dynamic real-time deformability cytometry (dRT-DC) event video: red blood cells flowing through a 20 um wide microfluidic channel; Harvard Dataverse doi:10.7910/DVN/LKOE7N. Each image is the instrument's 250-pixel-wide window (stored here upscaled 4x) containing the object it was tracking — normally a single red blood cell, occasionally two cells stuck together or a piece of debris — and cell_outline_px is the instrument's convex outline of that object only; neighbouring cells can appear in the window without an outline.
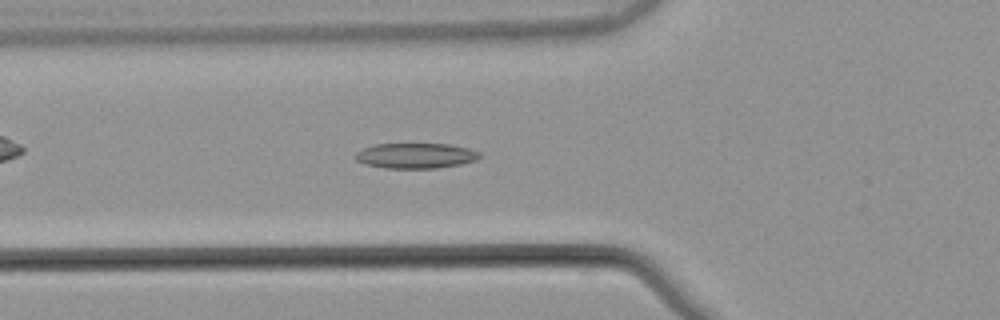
{"species": "common noctule bat (a hibernating species)", "species_latin": "Nyctalus noctula", "temperature_condition": "warm", "stored_images_in_passage": 51, "camera_frame_rate_fps": 3000, "um_per_image_px": 0.085, "animal": {"sex": "male", "body_mass_g": 21.5, "forearm_length_mm": 52.0}, "frame": {"image": 1, "passage_image": 17, "time_ms": 5.333, "image_size_px": [1000, 320], "cell_outline_px": [[480, 156], [476, 160], [460, 164], [436, 168], [384, 168], [364, 164], [356, 160], [352, 156], [356, 152], [364, 148], [376, 144], [448, 144], [468, 148], [480, 152]], "centroid_in_image_um": [35.29, 13.23], "position_along_channel_um": 90.5, "area_um2": 18.32}}
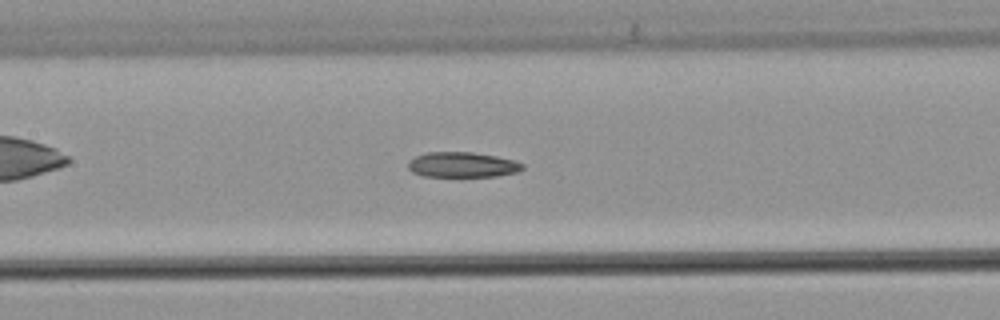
{"frame": {"image": 2, "passage_image": 23, "time_ms": 7.333, "image_size_px": [1000, 320], "cell_outline_px": [[524, 168], [516, 172], [496, 176], [424, 176], [412, 172], [408, 168], [408, 160], [416, 156], [428, 152], [472, 152], [496, 156], [512, 160], [524, 164]], "centroid_in_image_um": [39.27, 14.0], "position_along_channel_um": 168.1, "area_um2": 16.7}}
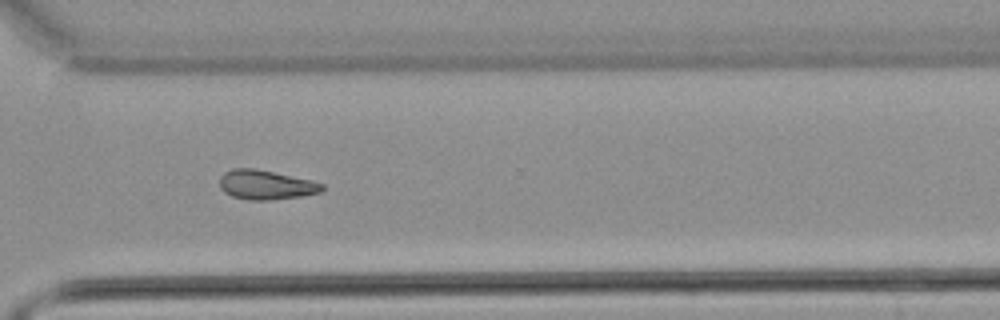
{"frame": {"image": 3, "passage_image": 37, "time_ms": 12.0, "image_size_px": [1000, 320], "cell_outline_px": [[324, 188], [320, 192], [304, 196], [268, 200], [248, 200], [232, 196], [224, 192], [220, 188], [220, 176], [224, 172], [232, 168], [256, 168], [312, 180], [324, 184]], "centroid_in_image_um": [22.6, 15.7], "position_along_channel_um": 348.0, "area_um2": 17.74}}